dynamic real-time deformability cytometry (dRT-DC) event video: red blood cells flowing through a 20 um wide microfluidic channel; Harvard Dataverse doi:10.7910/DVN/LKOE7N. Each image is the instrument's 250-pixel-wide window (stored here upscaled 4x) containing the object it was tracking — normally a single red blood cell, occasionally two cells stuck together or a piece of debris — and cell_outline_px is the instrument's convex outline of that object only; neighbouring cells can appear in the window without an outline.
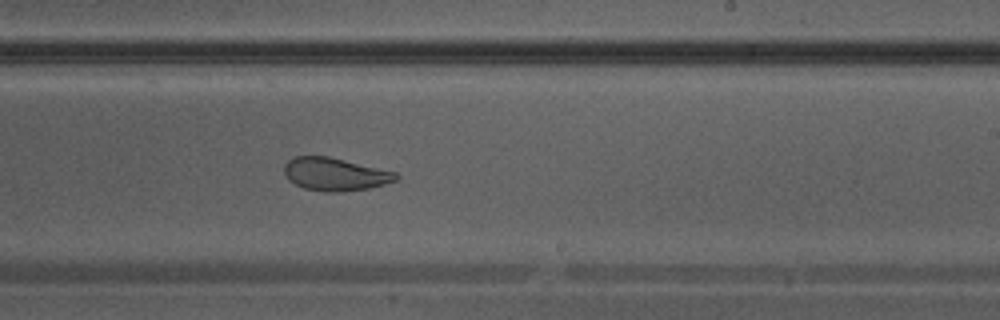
{"species": "Egyptian fruit bat (a non-hibernating species)", "species_latin": "Rousettus aegyptiacus", "temperature_condition": "warm", "stored_images_in_passage": 27, "camera_frame_rate_fps": 3000, "um_per_image_px": 0.085, "animal": {"sex": "male"}, "frame": {"image": 1, "passage_image": 12, "time_ms": 3.667, "image_size_px": [1000, 320], "cell_outline_px": [[400, 176], [396, 180], [384, 184], [368, 188], [340, 192], [328, 192], [304, 188], [288, 180], [284, 172], [284, 164], [288, 160], [296, 156], [328, 156], [396, 172]], "centroid_in_image_um": [28.46, 14.8], "position_along_channel_um": 260.5, "area_um2": 21.33}}